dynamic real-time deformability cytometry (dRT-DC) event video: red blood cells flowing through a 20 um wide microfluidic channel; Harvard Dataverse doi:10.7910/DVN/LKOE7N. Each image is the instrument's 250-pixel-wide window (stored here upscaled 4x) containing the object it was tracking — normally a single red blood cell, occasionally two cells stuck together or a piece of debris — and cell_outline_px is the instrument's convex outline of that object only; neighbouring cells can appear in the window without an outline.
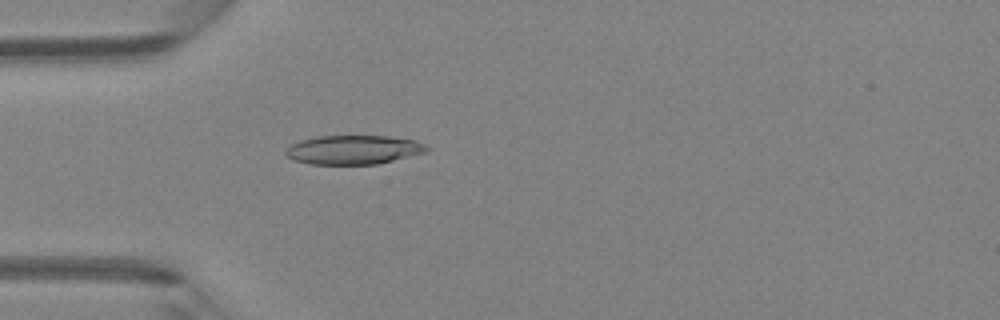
{"species": "Egyptian fruit bat (a non-hibernating species)", "species_latin": "Rousettus aegyptiacus", "temperature_condition": "room temperature", "stored_images_in_passage": 4, "camera_frame_rate_fps": 3000, "um_per_image_px": 0.085, "animal": {"sex": "female"}, "frame": {"image": 1, "passage_image": 4, "time_ms": 4.333, "image_size_px": [1000, 320], "cell_outline_px": [[432, 148], [428, 152], [376, 164], [308, 164], [292, 160], [284, 156], [284, 152], [292, 144], [300, 140], [316, 136], [388, 136], [416, 140]], "centroid_in_image_um": [30.05, 12.73], "position_along_channel_um": 55.0, "area_um2": 24.1}}